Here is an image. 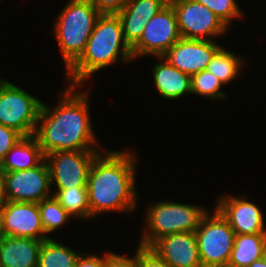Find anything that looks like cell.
Listing matches in <instances>:
<instances>
[{
    "label": "cell",
    "mask_w": 266,
    "mask_h": 267,
    "mask_svg": "<svg viewBox=\"0 0 266 267\" xmlns=\"http://www.w3.org/2000/svg\"><path fill=\"white\" fill-rule=\"evenodd\" d=\"M68 86L55 108L42 104L33 136L44 155L55 151H98L87 93H74L76 86Z\"/></svg>",
    "instance_id": "obj_1"
},
{
    "label": "cell",
    "mask_w": 266,
    "mask_h": 267,
    "mask_svg": "<svg viewBox=\"0 0 266 267\" xmlns=\"http://www.w3.org/2000/svg\"><path fill=\"white\" fill-rule=\"evenodd\" d=\"M98 153L92 162L88 180L91 217L101 212L130 213L137 204L135 155L125 151Z\"/></svg>",
    "instance_id": "obj_2"
},
{
    "label": "cell",
    "mask_w": 266,
    "mask_h": 267,
    "mask_svg": "<svg viewBox=\"0 0 266 267\" xmlns=\"http://www.w3.org/2000/svg\"><path fill=\"white\" fill-rule=\"evenodd\" d=\"M120 58L126 63L133 59L131 47L123 36L121 19L117 14H101L83 54L66 71L65 80L71 82V86L84 85L93 73L117 63Z\"/></svg>",
    "instance_id": "obj_3"
},
{
    "label": "cell",
    "mask_w": 266,
    "mask_h": 267,
    "mask_svg": "<svg viewBox=\"0 0 266 267\" xmlns=\"http://www.w3.org/2000/svg\"><path fill=\"white\" fill-rule=\"evenodd\" d=\"M100 15L91 0H70L60 12L53 32L62 52L66 71L83 54Z\"/></svg>",
    "instance_id": "obj_4"
},
{
    "label": "cell",
    "mask_w": 266,
    "mask_h": 267,
    "mask_svg": "<svg viewBox=\"0 0 266 267\" xmlns=\"http://www.w3.org/2000/svg\"><path fill=\"white\" fill-rule=\"evenodd\" d=\"M147 211V228L141 236L139 245L150 247L160 237L193 232L199 227L202 218L208 213L205 208L173 201H159L150 204Z\"/></svg>",
    "instance_id": "obj_5"
},
{
    "label": "cell",
    "mask_w": 266,
    "mask_h": 267,
    "mask_svg": "<svg viewBox=\"0 0 266 267\" xmlns=\"http://www.w3.org/2000/svg\"><path fill=\"white\" fill-rule=\"evenodd\" d=\"M195 234L202 267H227L236 234L216 208L202 218Z\"/></svg>",
    "instance_id": "obj_6"
},
{
    "label": "cell",
    "mask_w": 266,
    "mask_h": 267,
    "mask_svg": "<svg viewBox=\"0 0 266 267\" xmlns=\"http://www.w3.org/2000/svg\"><path fill=\"white\" fill-rule=\"evenodd\" d=\"M43 102L20 87L0 79V124L23 137L32 136Z\"/></svg>",
    "instance_id": "obj_7"
},
{
    "label": "cell",
    "mask_w": 266,
    "mask_h": 267,
    "mask_svg": "<svg viewBox=\"0 0 266 267\" xmlns=\"http://www.w3.org/2000/svg\"><path fill=\"white\" fill-rule=\"evenodd\" d=\"M180 39L176 14L168 3L148 21L142 36L131 47L132 57L163 56Z\"/></svg>",
    "instance_id": "obj_8"
},
{
    "label": "cell",
    "mask_w": 266,
    "mask_h": 267,
    "mask_svg": "<svg viewBox=\"0 0 266 267\" xmlns=\"http://www.w3.org/2000/svg\"><path fill=\"white\" fill-rule=\"evenodd\" d=\"M169 3L175 11L181 38L213 40L227 29L223 21L203 4L194 0H169Z\"/></svg>",
    "instance_id": "obj_9"
},
{
    "label": "cell",
    "mask_w": 266,
    "mask_h": 267,
    "mask_svg": "<svg viewBox=\"0 0 266 267\" xmlns=\"http://www.w3.org/2000/svg\"><path fill=\"white\" fill-rule=\"evenodd\" d=\"M99 151H55L45 155L50 180L57 189L87 187L89 171Z\"/></svg>",
    "instance_id": "obj_10"
},
{
    "label": "cell",
    "mask_w": 266,
    "mask_h": 267,
    "mask_svg": "<svg viewBox=\"0 0 266 267\" xmlns=\"http://www.w3.org/2000/svg\"><path fill=\"white\" fill-rule=\"evenodd\" d=\"M50 187V170L44 159L33 168L6 172L5 200L39 203L53 196L49 195Z\"/></svg>",
    "instance_id": "obj_11"
},
{
    "label": "cell",
    "mask_w": 266,
    "mask_h": 267,
    "mask_svg": "<svg viewBox=\"0 0 266 267\" xmlns=\"http://www.w3.org/2000/svg\"><path fill=\"white\" fill-rule=\"evenodd\" d=\"M221 47L214 40L181 38L162 57L178 70L192 76L205 70Z\"/></svg>",
    "instance_id": "obj_12"
},
{
    "label": "cell",
    "mask_w": 266,
    "mask_h": 267,
    "mask_svg": "<svg viewBox=\"0 0 266 267\" xmlns=\"http://www.w3.org/2000/svg\"><path fill=\"white\" fill-rule=\"evenodd\" d=\"M6 236L47 240L38 203L4 201L1 204Z\"/></svg>",
    "instance_id": "obj_13"
},
{
    "label": "cell",
    "mask_w": 266,
    "mask_h": 267,
    "mask_svg": "<svg viewBox=\"0 0 266 267\" xmlns=\"http://www.w3.org/2000/svg\"><path fill=\"white\" fill-rule=\"evenodd\" d=\"M150 248L170 267H202L195 231L160 237Z\"/></svg>",
    "instance_id": "obj_14"
},
{
    "label": "cell",
    "mask_w": 266,
    "mask_h": 267,
    "mask_svg": "<svg viewBox=\"0 0 266 267\" xmlns=\"http://www.w3.org/2000/svg\"><path fill=\"white\" fill-rule=\"evenodd\" d=\"M246 196H221L216 209L229 222L235 234L266 233L264 218L261 210Z\"/></svg>",
    "instance_id": "obj_15"
},
{
    "label": "cell",
    "mask_w": 266,
    "mask_h": 267,
    "mask_svg": "<svg viewBox=\"0 0 266 267\" xmlns=\"http://www.w3.org/2000/svg\"><path fill=\"white\" fill-rule=\"evenodd\" d=\"M43 240L6 236L0 241L1 267H38Z\"/></svg>",
    "instance_id": "obj_16"
},
{
    "label": "cell",
    "mask_w": 266,
    "mask_h": 267,
    "mask_svg": "<svg viewBox=\"0 0 266 267\" xmlns=\"http://www.w3.org/2000/svg\"><path fill=\"white\" fill-rule=\"evenodd\" d=\"M160 63L153 67L154 84L158 93L165 99H178L191 92V76L172 66L162 56Z\"/></svg>",
    "instance_id": "obj_17"
},
{
    "label": "cell",
    "mask_w": 266,
    "mask_h": 267,
    "mask_svg": "<svg viewBox=\"0 0 266 267\" xmlns=\"http://www.w3.org/2000/svg\"><path fill=\"white\" fill-rule=\"evenodd\" d=\"M45 159L42 149L36 138L32 136L23 137L2 160L6 172H15L33 168Z\"/></svg>",
    "instance_id": "obj_18"
},
{
    "label": "cell",
    "mask_w": 266,
    "mask_h": 267,
    "mask_svg": "<svg viewBox=\"0 0 266 267\" xmlns=\"http://www.w3.org/2000/svg\"><path fill=\"white\" fill-rule=\"evenodd\" d=\"M266 255V233L236 234L227 267H247Z\"/></svg>",
    "instance_id": "obj_19"
},
{
    "label": "cell",
    "mask_w": 266,
    "mask_h": 267,
    "mask_svg": "<svg viewBox=\"0 0 266 267\" xmlns=\"http://www.w3.org/2000/svg\"><path fill=\"white\" fill-rule=\"evenodd\" d=\"M81 254L49 238L42 242L38 267H75Z\"/></svg>",
    "instance_id": "obj_20"
},
{
    "label": "cell",
    "mask_w": 266,
    "mask_h": 267,
    "mask_svg": "<svg viewBox=\"0 0 266 267\" xmlns=\"http://www.w3.org/2000/svg\"><path fill=\"white\" fill-rule=\"evenodd\" d=\"M52 195L71 217H91L87 187L57 189Z\"/></svg>",
    "instance_id": "obj_21"
},
{
    "label": "cell",
    "mask_w": 266,
    "mask_h": 267,
    "mask_svg": "<svg viewBox=\"0 0 266 267\" xmlns=\"http://www.w3.org/2000/svg\"><path fill=\"white\" fill-rule=\"evenodd\" d=\"M243 64L244 60L242 58L221 47L209 62L206 70L210 71L224 85L234 80L240 74L239 70Z\"/></svg>",
    "instance_id": "obj_22"
},
{
    "label": "cell",
    "mask_w": 266,
    "mask_h": 267,
    "mask_svg": "<svg viewBox=\"0 0 266 267\" xmlns=\"http://www.w3.org/2000/svg\"><path fill=\"white\" fill-rule=\"evenodd\" d=\"M38 206L41 223L46 234L59 229L71 217L54 196L42 200Z\"/></svg>",
    "instance_id": "obj_23"
},
{
    "label": "cell",
    "mask_w": 266,
    "mask_h": 267,
    "mask_svg": "<svg viewBox=\"0 0 266 267\" xmlns=\"http://www.w3.org/2000/svg\"><path fill=\"white\" fill-rule=\"evenodd\" d=\"M223 83L208 70H202L191 76L192 94L202 95L211 100L226 99V95L221 91Z\"/></svg>",
    "instance_id": "obj_24"
},
{
    "label": "cell",
    "mask_w": 266,
    "mask_h": 267,
    "mask_svg": "<svg viewBox=\"0 0 266 267\" xmlns=\"http://www.w3.org/2000/svg\"><path fill=\"white\" fill-rule=\"evenodd\" d=\"M168 3L169 0H128L117 15L119 17H139L149 21Z\"/></svg>",
    "instance_id": "obj_25"
},
{
    "label": "cell",
    "mask_w": 266,
    "mask_h": 267,
    "mask_svg": "<svg viewBox=\"0 0 266 267\" xmlns=\"http://www.w3.org/2000/svg\"><path fill=\"white\" fill-rule=\"evenodd\" d=\"M200 4L205 5L214 14L219 17L223 23L228 27L233 18L242 16V11L238 7L236 0H194Z\"/></svg>",
    "instance_id": "obj_26"
},
{
    "label": "cell",
    "mask_w": 266,
    "mask_h": 267,
    "mask_svg": "<svg viewBox=\"0 0 266 267\" xmlns=\"http://www.w3.org/2000/svg\"><path fill=\"white\" fill-rule=\"evenodd\" d=\"M121 19L123 36L125 41L132 47L142 36L148 20L139 17H119Z\"/></svg>",
    "instance_id": "obj_27"
},
{
    "label": "cell",
    "mask_w": 266,
    "mask_h": 267,
    "mask_svg": "<svg viewBox=\"0 0 266 267\" xmlns=\"http://www.w3.org/2000/svg\"><path fill=\"white\" fill-rule=\"evenodd\" d=\"M137 267H170L150 247L137 246Z\"/></svg>",
    "instance_id": "obj_28"
},
{
    "label": "cell",
    "mask_w": 266,
    "mask_h": 267,
    "mask_svg": "<svg viewBox=\"0 0 266 267\" xmlns=\"http://www.w3.org/2000/svg\"><path fill=\"white\" fill-rule=\"evenodd\" d=\"M22 138L23 136L16 130L0 124V161Z\"/></svg>",
    "instance_id": "obj_29"
},
{
    "label": "cell",
    "mask_w": 266,
    "mask_h": 267,
    "mask_svg": "<svg viewBox=\"0 0 266 267\" xmlns=\"http://www.w3.org/2000/svg\"><path fill=\"white\" fill-rule=\"evenodd\" d=\"M128 0H91L101 14H118Z\"/></svg>",
    "instance_id": "obj_30"
},
{
    "label": "cell",
    "mask_w": 266,
    "mask_h": 267,
    "mask_svg": "<svg viewBox=\"0 0 266 267\" xmlns=\"http://www.w3.org/2000/svg\"><path fill=\"white\" fill-rule=\"evenodd\" d=\"M104 267H137V250L134 257H124L116 253H106Z\"/></svg>",
    "instance_id": "obj_31"
},
{
    "label": "cell",
    "mask_w": 266,
    "mask_h": 267,
    "mask_svg": "<svg viewBox=\"0 0 266 267\" xmlns=\"http://www.w3.org/2000/svg\"><path fill=\"white\" fill-rule=\"evenodd\" d=\"M104 257H97L96 255H83L81 254L77 260L75 267H104Z\"/></svg>",
    "instance_id": "obj_32"
},
{
    "label": "cell",
    "mask_w": 266,
    "mask_h": 267,
    "mask_svg": "<svg viewBox=\"0 0 266 267\" xmlns=\"http://www.w3.org/2000/svg\"><path fill=\"white\" fill-rule=\"evenodd\" d=\"M5 189H6V170L0 161V204L5 201Z\"/></svg>",
    "instance_id": "obj_33"
},
{
    "label": "cell",
    "mask_w": 266,
    "mask_h": 267,
    "mask_svg": "<svg viewBox=\"0 0 266 267\" xmlns=\"http://www.w3.org/2000/svg\"><path fill=\"white\" fill-rule=\"evenodd\" d=\"M247 267H266V255L261 259L254 261L250 266Z\"/></svg>",
    "instance_id": "obj_34"
},
{
    "label": "cell",
    "mask_w": 266,
    "mask_h": 267,
    "mask_svg": "<svg viewBox=\"0 0 266 267\" xmlns=\"http://www.w3.org/2000/svg\"><path fill=\"white\" fill-rule=\"evenodd\" d=\"M6 237L5 232H4V226H3V215H2V210H1V204H0V241Z\"/></svg>",
    "instance_id": "obj_35"
}]
</instances>
